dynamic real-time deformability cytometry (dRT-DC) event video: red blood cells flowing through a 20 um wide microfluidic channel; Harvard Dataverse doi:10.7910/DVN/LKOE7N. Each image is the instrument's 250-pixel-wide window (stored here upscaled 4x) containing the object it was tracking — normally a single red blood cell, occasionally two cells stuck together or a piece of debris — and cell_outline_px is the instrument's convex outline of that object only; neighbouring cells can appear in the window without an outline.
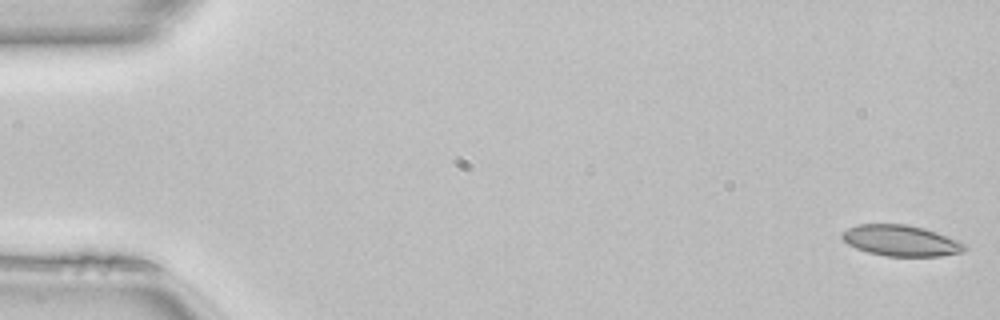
{"species": "common noctule bat (a hibernating species)", "species_latin": "Nyctalus noctula", "temperature_condition": "room temperature", "stored_images_in_passage": 50, "camera_frame_rate_fps": 3000, "um_per_image_px": 0.085, "animal": {"sex": "female", "body_mass_g": 22.7, "forearm_length_mm": 54.2}, "frame": {"image": 1, "passage_image": 1, "time_ms": 0.0, "image_size_px": [1000, 320], "cell_outline_px": [[968, 248], [960, 252], [940, 256], [884, 256], [868, 252], [856, 248], [848, 244], [840, 236], [840, 232], [856, 224], [908, 224], [924, 228], [960, 240], [968, 244]], "centroid_in_image_um": [76.59, 20.44], "position_along_channel_um": 8.4, "area_um2": 22.37}}
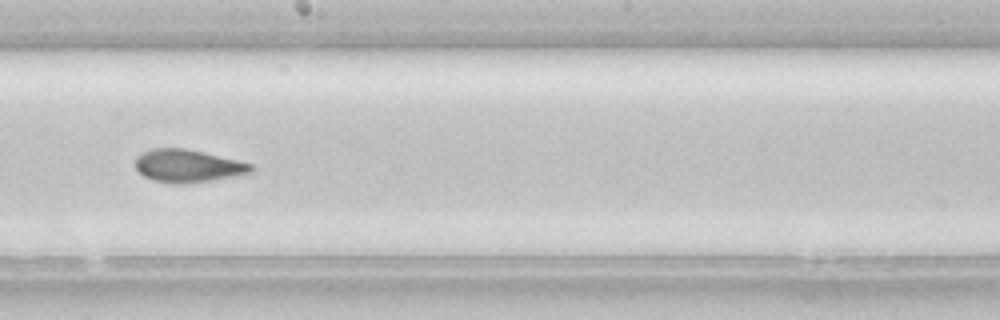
{"frame": {"image": 2, "passage_image": 28, "time_ms": 9.0, "image_size_px": [1000, 320], "cell_outline_px": [[256, 168], [252, 172], [236, 176], [208, 180], [152, 180], [144, 176], [136, 168], [136, 156], [140, 152], [152, 148], [184, 148], [204, 152], [252, 164]], "centroid_in_image_um": [15.98, 14.03], "position_along_channel_um": 232.2, "area_um2": 21.15}}
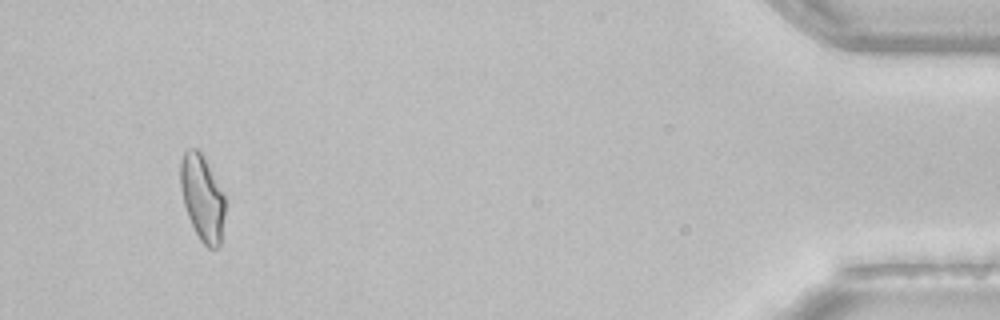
{"frame": {"image": 3, "passage_image": 47, "time_ms": 15.333, "image_size_px": [1000, 320], "cell_outline_px": [[224, 216], [220, 244], [216, 248], [208, 248], [200, 240], [188, 216], [184, 204], [180, 188], [180, 160], [184, 152], [188, 148], [196, 148], [200, 152], [224, 196]], "centroid_in_image_um": [17.16, 16.82], "position_along_channel_um": 418.0, "area_um2": 21.79}, "authors_computed_cell_mechanics": {"area_um2": 22.1374, "velocity_mm_per_s": 4.114, "shape_relaxation_time_tau1_ms": null, "shape_relaxation_time_tau2_ms": 1.6348, "deformation_change_tau1": null, "deformation_change_tau2": 0.0704}}